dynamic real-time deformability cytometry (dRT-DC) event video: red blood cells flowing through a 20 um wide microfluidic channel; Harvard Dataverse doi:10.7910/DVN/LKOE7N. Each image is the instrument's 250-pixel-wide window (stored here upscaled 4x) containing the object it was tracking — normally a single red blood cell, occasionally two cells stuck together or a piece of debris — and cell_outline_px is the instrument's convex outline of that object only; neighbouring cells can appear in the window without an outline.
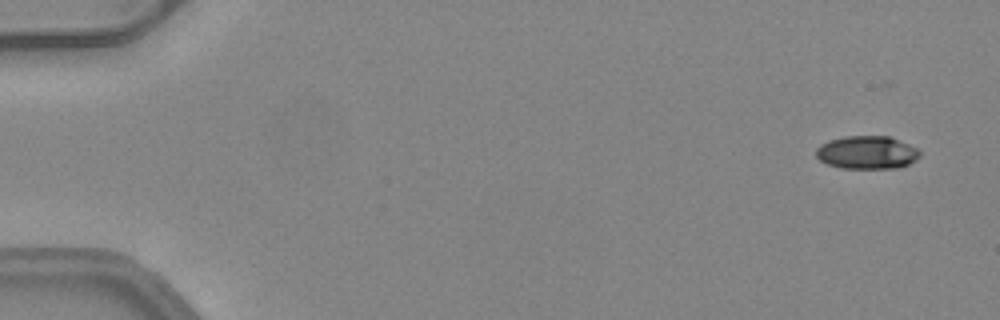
{"species": "common noctule bat (a hibernating species)", "species_latin": "Nyctalus noctula", "temperature_condition": "warm", "stored_images_in_passage": 51, "camera_frame_rate_fps": 3000, "um_per_image_px": 0.085, "animal": {"sex": "female", "body_mass_g": 24.6, "forearm_length_mm": 56.2}, "frame": {"image": 1, "passage_image": 3, "time_ms": 0.667, "image_size_px": [1000, 320], "cell_outline_px": [[920, 156], [916, 160], [900, 168], [840, 168], [828, 164], [820, 160], [816, 156], [816, 148], [820, 144], [828, 140], [844, 136], [888, 136], [908, 144], [916, 148], [920, 152]], "centroid_in_image_um": [73.67, 12.96], "position_along_channel_um": 11.3, "area_um2": 20.06}}
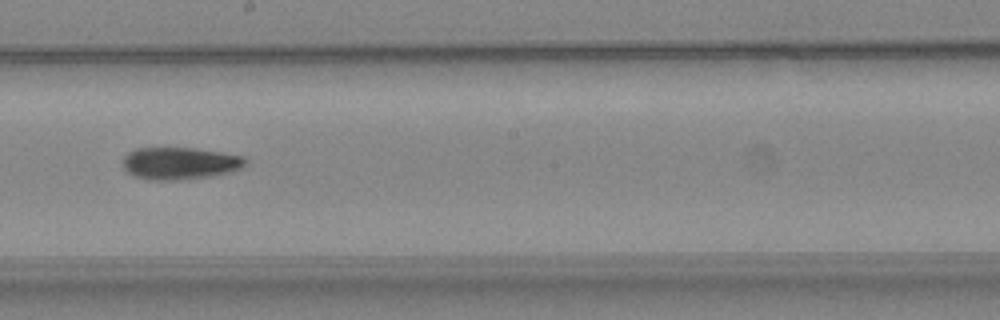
{"frame": {"image": 2, "passage_image": 30, "time_ms": 9.667, "image_size_px": [1000, 320], "cell_outline_px": [[248, 164], [244, 168], [232, 172], [212, 176], [180, 180], [148, 180], [132, 176], [124, 168], [120, 160], [128, 152], [136, 148], [192, 148], [220, 152], [244, 156], [248, 160]], "centroid_in_image_um": [15.3, 13.89], "position_along_channel_um": 232.9, "area_um2": 23.52}}
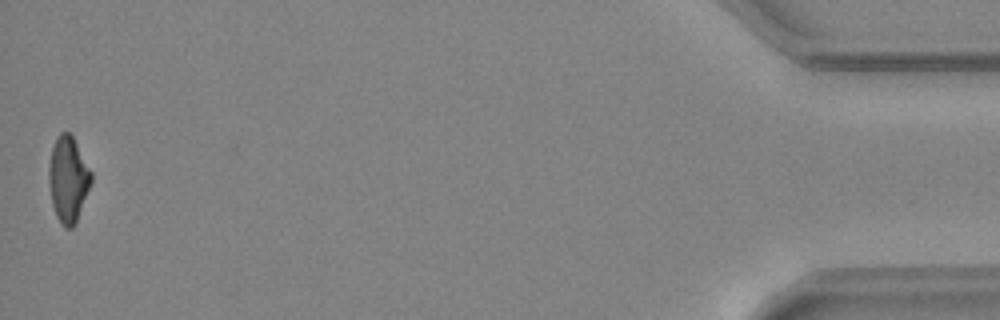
{"frame": {"image": 3, "passage_image": 51, "time_ms": 16.667, "image_size_px": [1000, 320], "cell_outline_px": [[92, 180], [76, 220], [72, 228], [64, 228], [60, 224], [56, 216], [52, 204], [48, 180], [48, 168], [52, 148], [56, 136], [60, 132], [68, 132], [72, 136], [92, 172]], "centroid_in_image_um": [5.77, 15.23], "position_along_channel_um": 429.4, "area_um2": 20.98}, "authors_computed_cell_mechanics": {"area_um2": 21.9062, "velocity_mm_per_s": 4.1218, "shape_relaxation_time_tau1_ms": 10.1379, "shape_relaxation_time_tau2_ms": null, "deformation_change_tau1": 0.2362, "deformation_change_tau2": null}}